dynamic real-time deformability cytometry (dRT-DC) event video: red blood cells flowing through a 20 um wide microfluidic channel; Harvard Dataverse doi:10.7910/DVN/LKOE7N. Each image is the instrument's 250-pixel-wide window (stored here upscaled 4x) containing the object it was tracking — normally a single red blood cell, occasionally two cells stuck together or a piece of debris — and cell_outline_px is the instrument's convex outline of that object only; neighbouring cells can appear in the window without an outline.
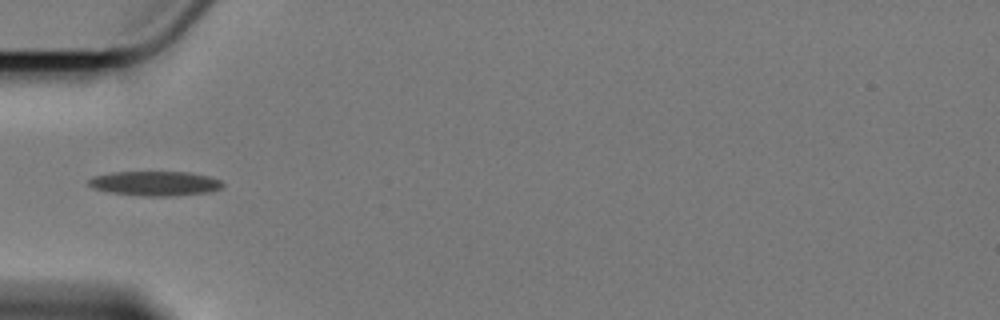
{"species": "Egyptian fruit bat (a non-hibernating species)", "species_latin": "Rousettus aegyptiacus", "temperature_condition": "cold", "stored_images_in_passage": 6, "camera_frame_rate_fps": 3000, "um_per_image_px": 0.085, "animal": {"sex": "female"}, "frame": {"image": 1, "passage_image": 1, "time_ms": 0.0, "image_size_px": [1000, 320], "cell_outline_px": [[224, 184], [220, 188], [208, 192], [172, 196], [140, 196], [108, 192], [92, 188], [88, 184], [88, 180], [92, 176], [112, 172], [188, 172], [208, 176], [220, 180]], "centroid_in_image_um": [13.13, 15.59], "position_along_channel_um": 71.9, "area_um2": 19.25}}
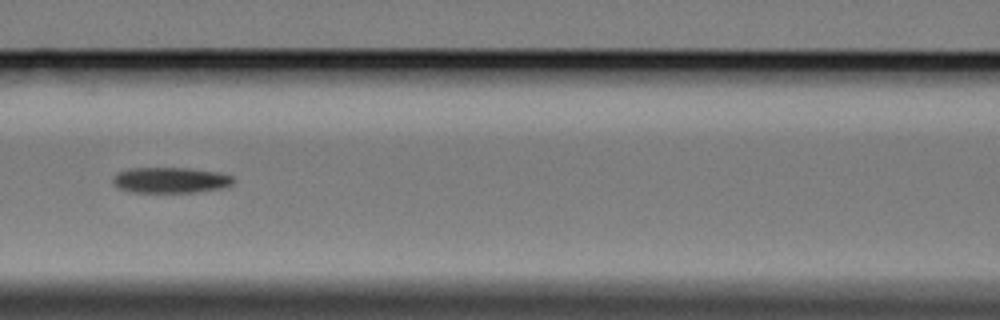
{"frame": {"image": 2, "passage_image": 3, "time_ms": 2.333, "image_size_px": [1000, 320], "cell_outline_px": [[236, 180], [232, 184], [220, 188], [196, 192], [128, 192], [112, 184], [112, 180], [120, 172], [128, 168], [188, 168], [220, 172], [232, 176]], "centroid_in_image_um": [14.51, 15.31], "position_along_channel_um": 152.1, "area_um2": 18.03}}
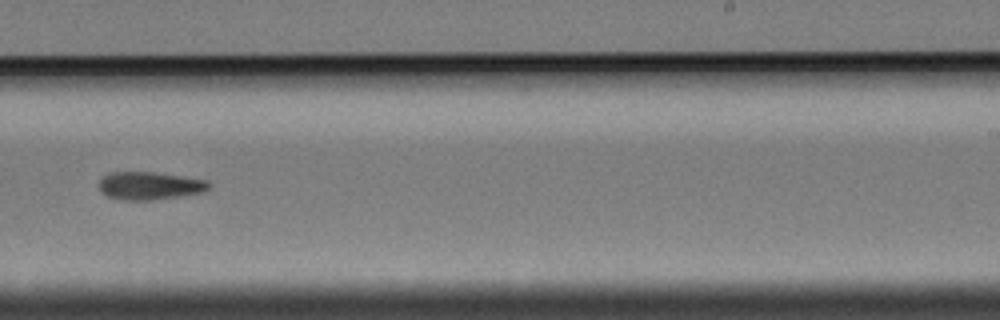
{"frame": {"image": 3, "passage_image": 6, "time_ms": 6.0, "image_size_px": [1000, 320], "cell_outline_px": [[212, 184], [204, 192], [152, 200], [124, 200], [108, 196], [100, 192], [100, 180], [108, 172], [152, 172], [208, 180]], "centroid_in_image_um": [12.73, 15.78], "position_along_channel_um": 276.3, "area_um2": 17.74}}